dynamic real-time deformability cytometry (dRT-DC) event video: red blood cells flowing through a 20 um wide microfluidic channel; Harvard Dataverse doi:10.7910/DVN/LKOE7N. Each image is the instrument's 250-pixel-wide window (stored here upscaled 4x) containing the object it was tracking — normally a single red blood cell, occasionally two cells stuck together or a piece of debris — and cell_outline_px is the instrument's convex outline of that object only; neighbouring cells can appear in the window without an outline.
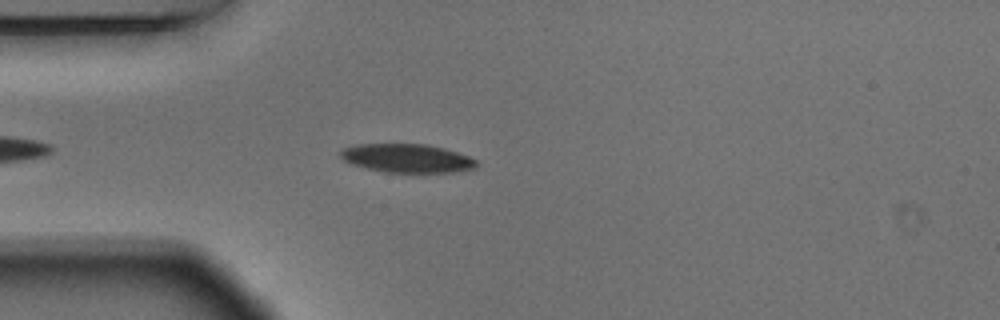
{"species": "Egyptian fruit bat (a non-hibernating species)", "species_latin": "Rousettus aegyptiacus", "temperature_condition": "warm", "stored_images_in_passage": 31, "camera_frame_rate_fps": 3000, "um_per_image_px": 0.085, "animal": {"sex": "male"}, "frame": {"image": 1, "passage_image": 6, "time_ms": 1.667, "image_size_px": [1000, 320], "cell_outline_px": [[476, 164], [472, 168], [452, 172], [384, 172], [352, 164], [344, 160], [340, 156], [340, 152], [344, 148], [356, 144], [428, 144], [444, 148], [468, 156], [476, 160]], "centroid_in_image_um": [34.56, 13.44], "position_along_channel_um": 50.4, "area_um2": 22.37}}
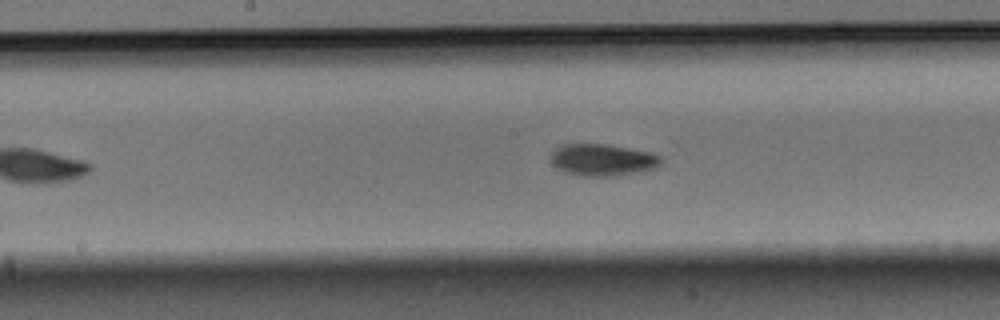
{"frame": {"image": 2, "passage_image": 15, "time_ms": 4.667, "image_size_px": [1000, 320], "cell_outline_px": [[664, 160], [656, 168], [644, 172], [612, 176], [584, 176], [564, 172], [552, 164], [552, 152], [560, 144], [604, 144], [652, 152], [664, 156]], "centroid_in_image_um": [51.29, 13.59], "position_along_channel_um": 196.9, "area_um2": 20.75}}
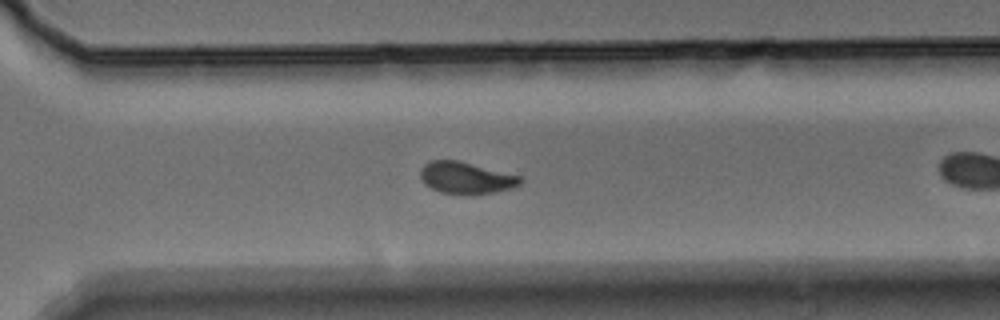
{"frame": {"image": 3, "passage_image": 26, "time_ms": 8.333, "image_size_px": [1000, 320], "cell_outline_px": [[524, 180], [520, 184], [512, 188], [496, 192], [464, 196], [440, 192], [424, 184], [420, 180], [420, 168], [424, 164], [432, 160], [460, 160], [520, 176]], "centroid_in_image_um": [39.59, 15.13], "position_along_channel_um": 331.0, "area_um2": 18.96}}